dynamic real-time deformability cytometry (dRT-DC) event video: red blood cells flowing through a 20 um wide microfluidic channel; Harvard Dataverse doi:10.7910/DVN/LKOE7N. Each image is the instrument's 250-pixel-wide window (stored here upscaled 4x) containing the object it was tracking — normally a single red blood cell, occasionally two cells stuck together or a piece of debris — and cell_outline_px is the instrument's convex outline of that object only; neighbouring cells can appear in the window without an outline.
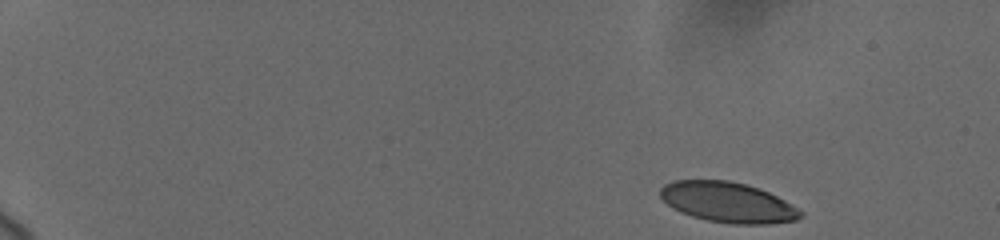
{"species": "human", "species_latin": "Homo sapiens", "temperature_condition": "cold", "stored_images_in_passage": 11, "camera_frame_rate_fps": 3000, "um_per_image_px": 0.085, "donor": {"sex": "female"}, "frame": {"image": 1, "passage_image": 1, "time_ms": 0.0, "image_size_px": [1000, 240], "cell_outline_px": [[804, 216], [796, 220], [768, 224], [732, 224], [708, 220], [692, 216], [680, 212], [672, 208], [660, 196], [660, 188], [664, 184], [672, 180], [728, 180], [748, 184], [768, 192], [792, 204], [804, 212]], "centroid_in_image_um": [61.87, 17.19], "position_along_channel_um": 23.1, "area_um2": 33.12}}
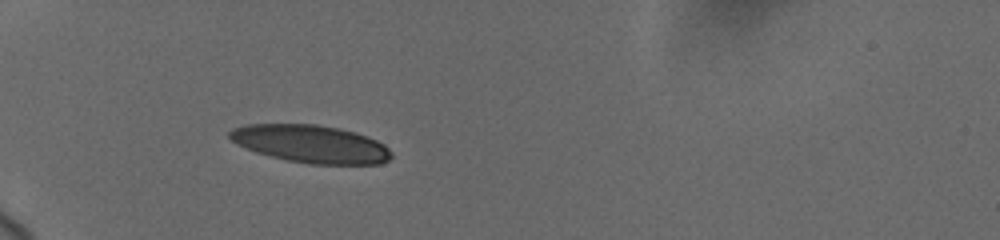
{"frame": {"image": 2, "passage_image": 8, "time_ms": 4.333, "image_size_px": [1000, 240], "cell_outline_px": [[392, 156], [388, 160], [380, 164], [308, 164], [288, 160], [256, 152], [236, 144], [228, 136], [228, 132], [232, 128], [248, 124], [316, 124], [340, 128], [356, 132], [368, 136], [384, 144], [392, 152]], "centroid_in_image_um": [26.43, 12.22], "position_along_channel_um": 58.6, "area_um2": 35.72}}
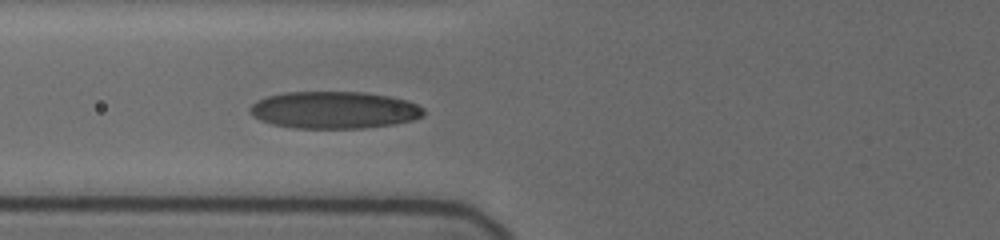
{"frame": {"image": 3, "passage_image": 11, "time_ms": 6.0, "image_size_px": [1000, 240], "cell_outline_px": [[424, 116], [412, 120], [396, 124], [364, 128], [296, 128], [272, 124], [260, 120], [252, 116], [248, 112], [248, 108], [252, 104], [268, 96], [284, 92], [364, 92], [388, 96], [404, 100], [416, 104], [424, 108]], "centroid_in_image_um": [28.39, 9.36], "position_along_channel_um": 97.4, "area_um2": 37.63}}